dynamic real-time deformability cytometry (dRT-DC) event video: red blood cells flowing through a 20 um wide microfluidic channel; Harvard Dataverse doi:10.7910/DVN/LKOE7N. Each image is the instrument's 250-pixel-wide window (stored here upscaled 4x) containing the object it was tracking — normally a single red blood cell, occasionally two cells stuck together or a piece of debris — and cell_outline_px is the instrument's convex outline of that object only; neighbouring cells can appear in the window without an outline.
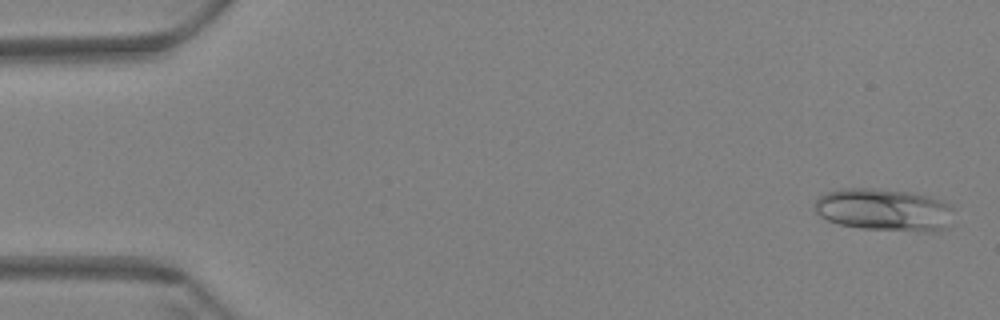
{"species": "Egyptian fruit bat (a non-hibernating species)", "species_latin": "Rousettus aegyptiacus", "temperature_condition": "warm", "stored_images_in_passage": 59, "camera_frame_rate_fps": 3000, "um_per_image_px": 0.085, "animal": {"sex": "female"}, "frame": {"image": 1, "passage_image": 2, "time_ms": 0.333, "image_size_px": [1000, 320], "cell_outline_px": [[952, 208], [948, 228], [932, 232], [860, 228], [840, 224], [828, 220], [820, 216], [816, 212], [816, 200], [824, 192], [840, 188], [876, 188], [908, 192], [932, 196], [948, 204]], "centroid_in_image_um": [75.14, 17.82], "position_along_channel_um": 9.9, "area_um2": 34.39}}
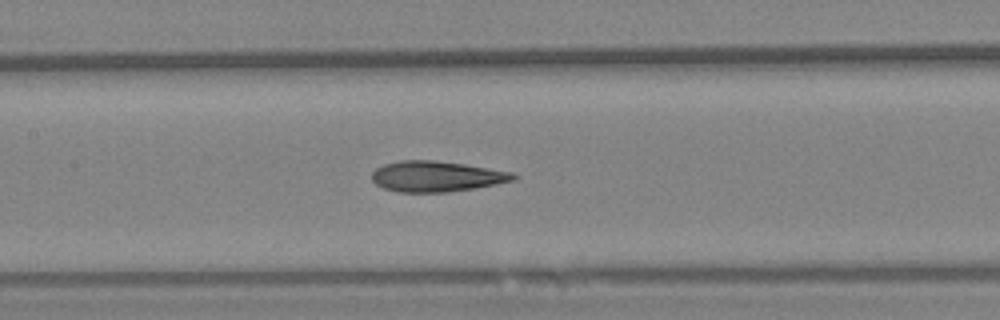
{"frame": {"image": 2, "passage_image": 28, "time_ms": 9.0, "image_size_px": [1000, 320], "cell_outline_px": [[516, 180], [476, 188], [448, 192], [400, 192], [384, 188], [376, 184], [372, 180], [372, 172], [376, 168], [384, 164], [400, 160], [432, 160], [464, 164], [512, 172], [516, 176]], "centroid_in_image_um": [37.09, 14.99], "position_along_channel_um": 170.3, "area_um2": 25.2}}
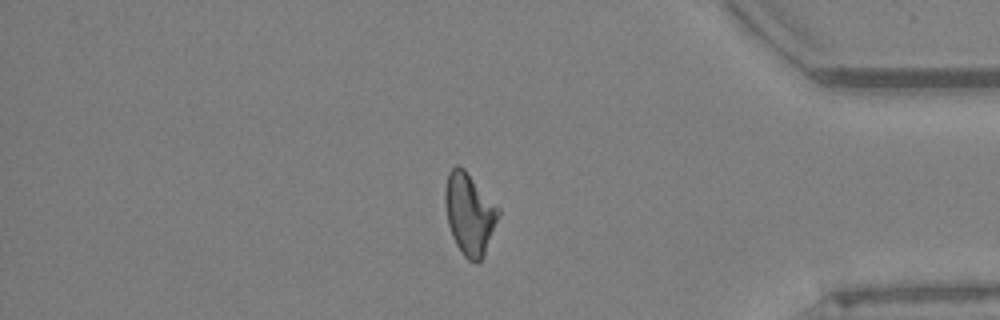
{"frame": {"image": 3, "passage_image": 50, "time_ms": 16.333, "image_size_px": [1000, 320], "cell_outline_px": [[500, 212], [484, 256], [476, 264], [468, 260], [464, 256], [456, 244], [452, 236], [448, 224], [444, 200], [444, 188], [448, 172], [456, 164], [464, 168], [500, 208]], "centroid_in_image_um": [39.89, 18.16], "position_along_channel_um": 395.3, "area_um2": 25.43}, "authors_computed_cell_mechanics": {"area_um2": 25.3742, "velocity_mm_per_s": 3.4528, "shape_relaxation_time_tau1_ms": null, "shape_relaxation_time_tau2_ms": 3.7559, "deformation_change_tau1": null, "deformation_change_tau2": 0.1127}}